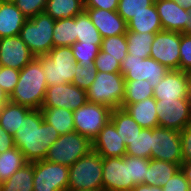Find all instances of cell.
<instances>
[{"mask_svg":"<svg viewBox=\"0 0 191 191\" xmlns=\"http://www.w3.org/2000/svg\"><path fill=\"white\" fill-rule=\"evenodd\" d=\"M57 130L44 120L41 109H32L13 136L17 147L28 162L44 160L50 146L59 138Z\"/></svg>","mask_w":191,"mask_h":191,"instance_id":"obj_1","label":"cell"},{"mask_svg":"<svg viewBox=\"0 0 191 191\" xmlns=\"http://www.w3.org/2000/svg\"><path fill=\"white\" fill-rule=\"evenodd\" d=\"M47 87L41 62L35 57L20 70L18 83L9 96V101L30 109H41Z\"/></svg>","mask_w":191,"mask_h":191,"instance_id":"obj_2","label":"cell"},{"mask_svg":"<svg viewBox=\"0 0 191 191\" xmlns=\"http://www.w3.org/2000/svg\"><path fill=\"white\" fill-rule=\"evenodd\" d=\"M103 157L94 150L69 166L67 190H103Z\"/></svg>","mask_w":191,"mask_h":191,"instance_id":"obj_3","label":"cell"},{"mask_svg":"<svg viewBox=\"0 0 191 191\" xmlns=\"http://www.w3.org/2000/svg\"><path fill=\"white\" fill-rule=\"evenodd\" d=\"M36 58L41 62L47 86L72 83L76 61L71 46L52 48L47 55Z\"/></svg>","mask_w":191,"mask_h":191,"instance_id":"obj_4","label":"cell"},{"mask_svg":"<svg viewBox=\"0 0 191 191\" xmlns=\"http://www.w3.org/2000/svg\"><path fill=\"white\" fill-rule=\"evenodd\" d=\"M86 95L88 102L103 104L111 109L121 108L125 95V79L121 72H97Z\"/></svg>","mask_w":191,"mask_h":191,"instance_id":"obj_5","label":"cell"},{"mask_svg":"<svg viewBox=\"0 0 191 191\" xmlns=\"http://www.w3.org/2000/svg\"><path fill=\"white\" fill-rule=\"evenodd\" d=\"M55 21L47 13L27 19L22 26L20 37L35 56L47 55L53 48V29Z\"/></svg>","mask_w":191,"mask_h":191,"instance_id":"obj_6","label":"cell"},{"mask_svg":"<svg viewBox=\"0 0 191 191\" xmlns=\"http://www.w3.org/2000/svg\"><path fill=\"white\" fill-rule=\"evenodd\" d=\"M91 150L92 142L73 131L59 136L50 146L45 160L69 167Z\"/></svg>","mask_w":191,"mask_h":191,"instance_id":"obj_7","label":"cell"},{"mask_svg":"<svg viewBox=\"0 0 191 191\" xmlns=\"http://www.w3.org/2000/svg\"><path fill=\"white\" fill-rule=\"evenodd\" d=\"M111 112L106 105L87 102L73 111L74 129L92 142L110 121Z\"/></svg>","mask_w":191,"mask_h":191,"instance_id":"obj_8","label":"cell"},{"mask_svg":"<svg viewBox=\"0 0 191 191\" xmlns=\"http://www.w3.org/2000/svg\"><path fill=\"white\" fill-rule=\"evenodd\" d=\"M69 167L49 162L34 161L33 191H67Z\"/></svg>","mask_w":191,"mask_h":191,"instance_id":"obj_9","label":"cell"},{"mask_svg":"<svg viewBox=\"0 0 191 191\" xmlns=\"http://www.w3.org/2000/svg\"><path fill=\"white\" fill-rule=\"evenodd\" d=\"M151 159L182 164L180 131L155 127L151 129Z\"/></svg>","mask_w":191,"mask_h":191,"instance_id":"obj_10","label":"cell"},{"mask_svg":"<svg viewBox=\"0 0 191 191\" xmlns=\"http://www.w3.org/2000/svg\"><path fill=\"white\" fill-rule=\"evenodd\" d=\"M120 69L125 80H148L153 88L169 71L168 68L151 57L142 59L131 54L126 55Z\"/></svg>","mask_w":191,"mask_h":191,"instance_id":"obj_11","label":"cell"},{"mask_svg":"<svg viewBox=\"0 0 191 191\" xmlns=\"http://www.w3.org/2000/svg\"><path fill=\"white\" fill-rule=\"evenodd\" d=\"M159 127L181 131L191 122V98L156 100Z\"/></svg>","mask_w":191,"mask_h":191,"instance_id":"obj_12","label":"cell"},{"mask_svg":"<svg viewBox=\"0 0 191 191\" xmlns=\"http://www.w3.org/2000/svg\"><path fill=\"white\" fill-rule=\"evenodd\" d=\"M180 33L161 30L155 33L150 57L169 70H179Z\"/></svg>","mask_w":191,"mask_h":191,"instance_id":"obj_13","label":"cell"},{"mask_svg":"<svg viewBox=\"0 0 191 191\" xmlns=\"http://www.w3.org/2000/svg\"><path fill=\"white\" fill-rule=\"evenodd\" d=\"M103 191H131L136 186L130 179L129 155L103 157Z\"/></svg>","mask_w":191,"mask_h":191,"instance_id":"obj_14","label":"cell"},{"mask_svg":"<svg viewBox=\"0 0 191 191\" xmlns=\"http://www.w3.org/2000/svg\"><path fill=\"white\" fill-rule=\"evenodd\" d=\"M86 91L72 83L50 85L41 108H65L75 111L87 103Z\"/></svg>","mask_w":191,"mask_h":191,"instance_id":"obj_15","label":"cell"},{"mask_svg":"<svg viewBox=\"0 0 191 191\" xmlns=\"http://www.w3.org/2000/svg\"><path fill=\"white\" fill-rule=\"evenodd\" d=\"M34 58L19 35L0 38V66L21 70Z\"/></svg>","mask_w":191,"mask_h":191,"instance_id":"obj_16","label":"cell"},{"mask_svg":"<svg viewBox=\"0 0 191 191\" xmlns=\"http://www.w3.org/2000/svg\"><path fill=\"white\" fill-rule=\"evenodd\" d=\"M156 100L191 98L187 73L182 70H169L153 88Z\"/></svg>","mask_w":191,"mask_h":191,"instance_id":"obj_17","label":"cell"},{"mask_svg":"<svg viewBox=\"0 0 191 191\" xmlns=\"http://www.w3.org/2000/svg\"><path fill=\"white\" fill-rule=\"evenodd\" d=\"M92 150L100 156L124 157L126 146L124 140L118 135L115 125L109 121L92 141Z\"/></svg>","mask_w":191,"mask_h":191,"instance_id":"obj_18","label":"cell"},{"mask_svg":"<svg viewBox=\"0 0 191 191\" xmlns=\"http://www.w3.org/2000/svg\"><path fill=\"white\" fill-rule=\"evenodd\" d=\"M103 38L126 34L127 22L115 11L85 8Z\"/></svg>","mask_w":191,"mask_h":191,"instance_id":"obj_19","label":"cell"},{"mask_svg":"<svg viewBox=\"0 0 191 191\" xmlns=\"http://www.w3.org/2000/svg\"><path fill=\"white\" fill-rule=\"evenodd\" d=\"M157 13L160 17L163 30L184 33L188 11L174 0H155Z\"/></svg>","mask_w":191,"mask_h":191,"instance_id":"obj_20","label":"cell"},{"mask_svg":"<svg viewBox=\"0 0 191 191\" xmlns=\"http://www.w3.org/2000/svg\"><path fill=\"white\" fill-rule=\"evenodd\" d=\"M26 20L15 3L0 1V38L20 35Z\"/></svg>","mask_w":191,"mask_h":191,"instance_id":"obj_21","label":"cell"},{"mask_svg":"<svg viewBox=\"0 0 191 191\" xmlns=\"http://www.w3.org/2000/svg\"><path fill=\"white\" fill-rule=\"evenodd\" d=\"M142 128H155L159 126L156 112V99L146 98L143 101L128 104L123 108Z\"/></svg>","mask_w":191,"mask_h":191,"instance_id":"obj_22","label":"cell"},{"mask_svg":"<svg viewBox=\"0 0 191 191\" xmlns=\"http://www.w3.org/2000/svg\"><path fill=\"white\" fill-rule=\"evenodd\" d=\"M127 30L139 33H157L163 30L155 4L147 7L146 11L134 15L127 22Z\"/></svg>","mask_w":191,"mask_h":191,"instance_id":"obj_23","label":"cell"},{"mask_svg":"<svg viewBox=\"0 0 191 191\" xmlns=\"http://www.w3.org/2000/svg\"><path fill=\"white\" fill-rule=\"evenodd\" d=\"M181 169L180 164L149 159L147 177L144 184L163 187L174 174Z\"/></svg>","mask_w":191,"mask_h":191,"instance_id":"obj_24","label":"cell"},{"mask_svg":"<svg viewBox=\"0 0 191 191\" xmlns=\"http://www.w3.org/2000/svg\"><path fill=\"white\" fill-rule=\"evenodd\" d=\"M110 121L127 147L143 129L123 108L112 109Z\"/></svg>","mask_w":191,"mask_h":191,"instance_id":"obj_25","label":"cell"},{"mask_svg":"<svg viewBox=\"0 0 191 191\" xmlns=\"http://www.w3.org/2000/svg\"><path fill=\"white\" fill-rule=\"evenodd\" d=\"M32 109L15 104L13 102H6L0 107V125L12 136L15 135L17 129L22 123L24 118Z\"/></svg>","mask_w":191,"mask_h":191,"instance_id":"obj_26","label":"cell"},{"mask_svg":"<svg viewBox=\"0 0 191 191\" xmlns=\"http://www.w3.org/2000/svg\"><path fill=\"white\" fill-rule=\"evenodd\" d=\"M84 10L83 0H48L44 12L58 20L75 17Z\"/></svg>","mask_w":191,"mask_h":191,"instance_id":"obj_27","label":"cell"},{"mask_svg":"<svg viewBox=\"0 0 191 191\" xmlns=\"http://www.w3.org/2000/svg\"><path fill=\"white\" fill-rule=\"evenodd\" d=\"M41 112L44 120L52 125L60 135L75 131L72 110L55 107L41 108Z\"/></svg>","mask_w":191,"mask_h":191,"instance_id":"obj_28","label":"cell"},{"mask_svg":"<svg viewBox=\"0 0 191 191\" xmlns=\"http://www.w3.org/2000/svg\"><path fill=\"white\" fill-rule=\"evenodd\" d=\"M34 162H28L2 183L1 191H33Z\"/></svg>","mask_w":191,"mask_h":191,"instance_id":"obj_29","label":"cell"},{"mask_svg":"<svg viewBox=\"0 0 191 191\" xmlns=\"http://www.w3.org/2000/svg\"><path fill=\"white\" fill-rule=\"evenodd\" d=\"M53 48L72 46L76 43V16L55 21L53 29Z\"/></svg>","mask_w":191,"mask_h":191,"instance_id":"obj_30","label":"cell"},{"mask_svg":"<svg viewBox=\"0 0 191 191\" xmlns=\"http://www.w3.org/2000/svg\"><path fill=\"white\" fill-rule=\"evenodd\" d=\"M76 35V42L95 44L101 48L103 37L92 23L91 18L85 10L76 15Z\"/></svg>","mask_w":191,"mask_h":191,"instance_id":"obj_31","label":"cell"},{"mask_svg":"<svg viewBox=\"0 0 191 191\" xmlns=\"http://www.w3.org/2000/svg\"><path fill=\"white\" fill-rule=\"evenodd\" d=\"M127 54L136 55L142 59L150 57L151 45L155 37V33H139L127 30Z\"/></svg>","mask_w":191,"mask_h":191,"instance_id":"obj_32","label":"cell"},{"mask_svg":"<svg viewBox=\"0 0 191 191\" xmlns=\"http://www.w3.org/2000/svg\"><path fill=\"white\" fill-rule=\"evenodd\" d=\"M27 163L28 161L17 147L0 153V181L5 182Z\"/></svg>","mask_w":191,"mask_h":191,"instance_id":"obj_33","label":"cell"},{"mask_svg":"<svg viewBox=\"0 0 191 191\" xmlns=\"http://www.w3.org/2000/svg\"><path fill=\"white\" fill-rule=\"evenodd\" d=\"M150 97H153V87L148 80H125V95L121 108Z\"/></svg>","mask_w":191,"mask_h":191,"instance_id":"obj_34","label":"cell"},{"mask_svg":"<svg viewBox=\"0 0 191 191\" xmlns=\"http://www.w3.org/2000/svg\"><path fill=\"white\" fill-rule=\"evenodd\" d=\"M126 155L151 159V129L143 128L126 147Z\"/></svg>","mask_w":191,"mask_h":191,"instance_id":"obj_35","label":"cell"},{"mask_svg":"<svg viewBox=\"0 0 191 191\" xmlns=\"http://www.w3.org/2000/svg\"><path fill=\"white\" fill-rule=\"evenodd\" d=\"M127 45L126 36L122 34L103 38L100 49L122 63L127 55Z\"/></svg>","mask_w":191,"mask_h":191,"instance_id":"obj_36","label":"cell"},{"mask_svg":"<svg viewBox=\"0 0 191 191\" xmlns=\"http://www.w3.org/2000/svg\"><path fill=\"white\" fill-rule=\"evenodd\" d=\"M73 56L78 65L89 67L94 64L95 58L100 51V47L95 44L74 43L72 46Z\"/></svg>","mask_w":191,"mask_h":191,"instance_id":"obj_37","label":"cell"},{"mask_svg":"<svg viewBox=\"0 0 191 191\" xmlns=\"http://www.w3.org/2000/svg\"><path fill=\"white\" fill-rule=\"evenodd\" d=\"M155 0H119L117 13L128 22L134 15L146 11Z\"/></svg>","mask_w":191,"mask_h":191,"instance_id":"obj_38","label":"cell"},{"mask_svg":"<svg viewBox=\"0 0 191 191\" xmlns=\"http://www.w3.org/2000/svg\"><path fill=\"white\" fill-rule=\"evenodd\" d=\"M149 159L129 156L130 179L135 185L144 184L147 177Z\"/></svg>","mask_w":191,"mask_h":191,"instance_id":"obj_39","label":"cell"},{"mask_svg":"<svg viewBox=\"0 0 191 191\" xmlns=\"http://www.w3.org/2000/svg\"><path fill=\"white\" fill-rule=\"evenodd\" d=\"M76 73L74 75L72 84L76 85L80 89L87 91L92 85L97 75V69L95 64L90 65L88 68L80 66L76 63Z\"/></svg>","mask_w":191,"mask_h":191,"instance_id":"obj_40","label":"cell"},{"mask_svg":"<svg viewBox=\"0 0 191 191\" xmlns=\"http://www.w3.org/2000/svg\"><path fill=\"white\" fill-rule=\"evenodd\" d=\"M48 0H16V7L27 19L37 16L44 12Z\"/></svg>","mask_w":191,"mask_h":191,"instance_id":"obj_41","label":"cell"},{"mask_svg":"<svg viewBox=\"0 0 191 191\" xmlns=\"http://www.w3.org/2000/svg\"><path fill=\"white\" fill-rule=\"evenodd\" d=\"M20 70L0 66V86L9 97L18 83Z\"/></svg>","mask_w":191,"mask_h":191,"instance_id":"obj_42","label":"cell"},{"mask_svg":"<svg viewBox=\"0 0 191 191\" xmlns=\"http://www.w3.org/2000/svg\"><path fill=\"white\" fill-rule=\"evenodd\" d=\"M94 64L98 72H121V63L101 49L95 58Z\"/></svg>","mask_w":191,"mask_h":191,"instance_id":"obj_43","label":"cell"},{"mask_svg":"<svg viewBox=\"0 0 191 191\" xmlns=\"http://www.w3.org/2000/svg\"><path fill=\"white\" fill-rule=\"evenodd\" d=\"M179 70L187 72L191 69V35L180 33Z\"/></svg>","mask_w":191,"mask_h":191,"instance_id":"obj_44","label":"cell"},{"mask_svg":"<svg viewBox=\"0 0 191 191\" xmlns=\"http://www.w3.org/2000/svg\"><path fill=\"white\" fill-rule=\"evenodd\" d=\"M163 191H191L184 172L180 169L162 187Z\"/></svg>","mask_w":191,"mask_h":191,"instance_id":"obj_45","label":"cell"},{"mask_svg":"<svg viewBox=\"0 0 191 191\" xmlns=\"http://www.w3.org/2000/svg\"><path fill=\"white\" fill-rule=\"evenodd\" d=\"M180 137L182 161H191V122L180 131Z\"/></svg>","mask_w":191,"mask_h":191,"instance_id":"obj_46","label":"cell"},{"mask_svg":"<svg viewBox=\"0 0 191 191\" xmlns=\"http://www.w3.org/2000/svg\"><path fill=\"white\" fill-rule=\"evenodd\" d=\"M119 0H85L84 8H98L115 11L118 8Z\"/></svg>","mask_w":191,"mask_h":191,"instance_id":"obj_47","label":"cell"},{"mask_svg":"<svg viewBox=\"0 0 191 191\" xmlns=\"http://www.w3.org/2000/svg\"><path fill=\"white\" fill-rule=\"evenodd\" d=\"M14 138L0 125V153L5 152L8 149L14 148Z\"/></svg>","mask_w":191,"mask_h":191,"instance_id":"obj_48","label":"cell"},{"mask_svg":"<svg viewBox=\"0 0 191 191\" xmlns=\"http://www.w3.org/2000/svg\"><path fill=\"white\" fill-rule=\"evenodd\" d=\"M131 191H163L162 187L150 186L147 184L136 185Z\"/></svg>","mask_w":191,"mask_h":191,"instance_id":"obj_49","label":"cell"},{"mask_svg":"<svg viewBox=\"0 0 191 191\" xmlns=\"http://www.w3.org/2000/svg\"><path fill=\"white\" fill-rule=\"evenodd\" d=\"M181 170L184 172L186 179L191 187V161L183 162L181 164Z\"/></svg>","mask_w":191,"mask_h":191,"instance_id":"obj_50","label":"cell"},{"mask_svg":"<svg viewBox=\"0 0 191 191\" xmlns=\"http://www.w3.org/2000/svg\"><path fill=\"white\" fill-rule=\"evenodd\" d=\"M188 11V19L187 22H185V28L183 34H190L191 35V8L187 10Z\"/></svg>","mask_w":191,"mask_h":191,"instance_id":"obj_51","label":"cell"},{"mask_svg":"<svg viewBox=\"0 0 191 191\" xmlns=\"http://www.w3.org/2000/svg\"><path fill=\"white\" fill-rule=\"evenodd\" d=\"M177 4L183 7L185 10L191 8V0H174Z\"/></svg>","mask_w":191,"mask_h":191,"instance_id":"obj_52","label":"cell"},{"mask_svg":"<svg viewBox=\"0 0 191 191\" xmlns=\"http://www.w3.org/2000/svg\"><path fill=\"white\" fill-rule=\"evenodd\" d=\"M9 101V97L3 91L2 87L0 86V107L3 106L6 102Z\"/></svg>","mask_w":191,"mask_h":191,"instance_id":"obj_53","label":"cell"},{"mask_svg":"<svg viewBox=\"0 0 191 191\" xmlns=\"http://www.w3.org/2000/svg\"><path fill=\"white\" fill-rule=\"evenodd\" d=\"M186 73H187V76H188L189 92H190V96H191V69L188 70Z\"/></svg>","mask_w":191,"mask_h":191,"instance_id":"obj_54","label":"cell"},{"mask_svg":"<svg viewBox=\"0 0 191 191\" xmlns=\"http://www.w3.org/2000/svg\"><path fill=\"white\" fill-rule=\"evenodd\" d=\"M1 2L15 3L16 0H0Z\"/></svg>","mask_w":191,"mask_h":191,"instance_id":"obj_55","label":"cell"},{"mask_svg":"<svg viewBox=\"0 0 191 191\" xmlns=\"http://www.w3.org/2000/svg\"><path fill=\"white\" fill-rule=\"evenodd\" d=\"M67 191H103V190H67Z\"/></svg>","mask_w":191,"mask_h":191,"instance_id":"obj_56","label":"cell"}]
</instances>
